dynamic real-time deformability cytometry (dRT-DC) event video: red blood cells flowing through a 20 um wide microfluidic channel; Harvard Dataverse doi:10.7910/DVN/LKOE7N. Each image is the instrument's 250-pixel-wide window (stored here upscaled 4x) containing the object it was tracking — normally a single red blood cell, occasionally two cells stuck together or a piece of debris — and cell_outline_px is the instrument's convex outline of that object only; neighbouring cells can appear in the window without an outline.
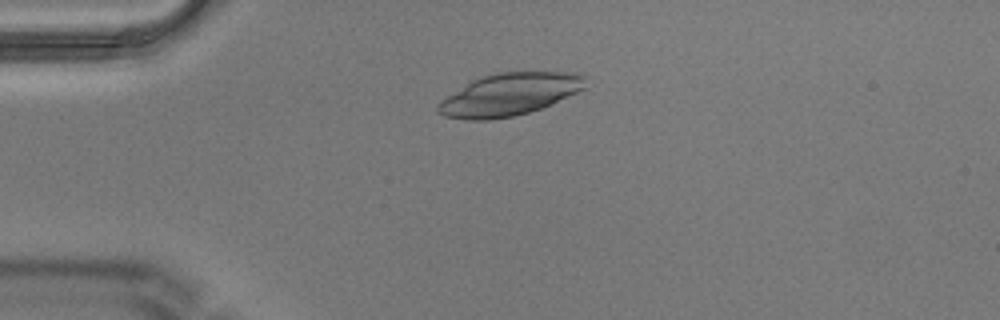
{"species": "Egyptian fruit bat (a non-hibernating species)", "species_latin": "Rousettus aegyptiacus", "temperature_condition": "warm", "stored_images_in_passage": 7, "camera_frame_rate_fps": 3000, "um_per_image_px": 0.085, "animal": {"sex": "male"}, "frame": {"image": 1, "passage_image": 1, "time_ms": 0.0, "image_size_px": [1000, 320], "cell_outline_px": [[588, 76], [584, 88], [552, 104], [528, 112], [512, 116], [488, 120], [468, 120], [444, 116], [436, 112], [436, 108], [440, 100], [472, 80], [480, 76], [496, 72], [580, 72]], "centroid_in_image_um": [43.3, 8.01], "position_along_channel_um": 41.7, "area_um2": 36.47}}